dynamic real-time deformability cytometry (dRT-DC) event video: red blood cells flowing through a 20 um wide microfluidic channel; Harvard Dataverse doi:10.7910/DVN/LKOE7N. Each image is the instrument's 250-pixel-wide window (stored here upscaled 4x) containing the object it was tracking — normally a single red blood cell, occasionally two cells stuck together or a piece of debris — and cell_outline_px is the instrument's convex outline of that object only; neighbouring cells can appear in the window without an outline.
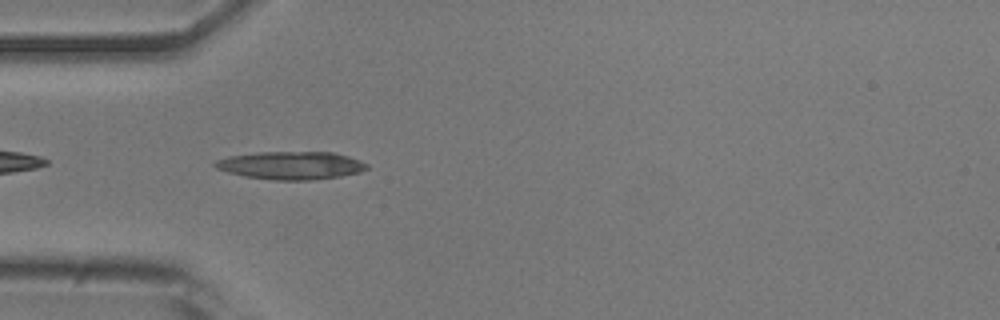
{"species": "common noctule bat (a hibernating species)", "species_latin": "Nyctalus noctula", "temperature_condition": "room temperature", "stored_images_in_passage": 38, "camera_frame_rate_fps": 3000, "um_per_image_px": 0.085, "animal": {"sex": "male", "body_mass_g": 20.5, "forearm_length_mm": 52.5}, "frame": {"image": 1, "passage_image": 2, "time_ms": 0.333, "image_size_px": [1000, 320], "cell_outline_px": [[368, 168], [360, 172], [340, 176], [308, 180], [272, 180], [244, 176], [228, 172], [216, 168], [212, 164], [216, 160], [228, 156], [260, 152], [332, 152], [348, 156], [360, 160], [368, 164]], "centroid_in_image_um": [24.72, 14.06], "position_along_channel_um": 60.3, "area_um2": 24.68}}
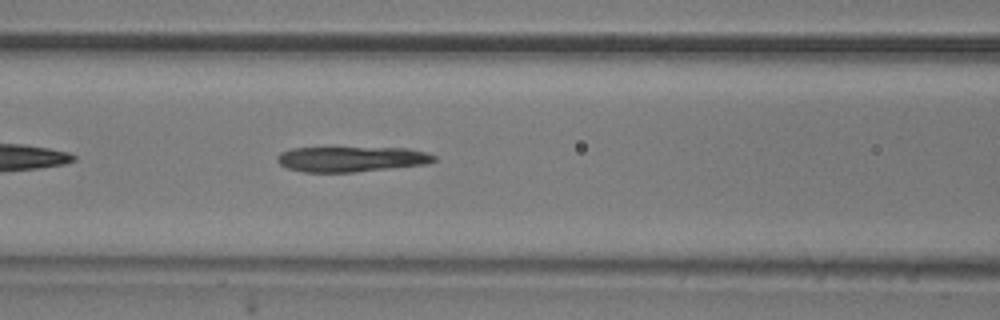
{"frame": {"image": 2, "passage_image": 8, "time_ms": 2.333, "image_size_px": [1000, 320], "cell_outline_px": [[436, 160], [428, 164], [356, 172], [304, 172], [288, 168], [280, 164], [276, 160], [276, 156], [280, 152], [292, 148], [408, 148], [428, 152], [436, 156]], "centroid_in_image_um": [29.89, 13.52], "position_along_channel_um": 136.7, "area_um2": 23.24}}
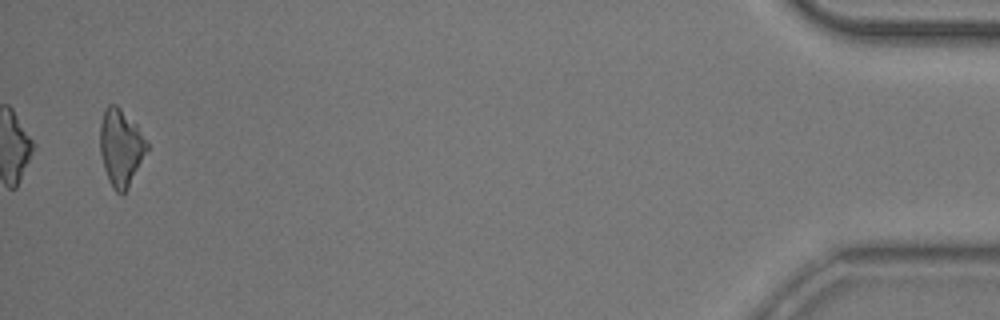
{"frame": {"image": 3, "passage_image": 37, "time_ms": 12.0, "image_size_px": [1000, 320], "cell_outline_px": [[148, 148], [128, 188], [120, 196], [112, 188], [108, 180], [104, 168], [100, 152], [100, 124], [104, 108], [108, 104], [116, 104], [136, 124], [148, 144]], "centroid_in_image_um": [10.25, 12.54], "position_along_channel_um": 425.0, "area_um2": 20.92}}